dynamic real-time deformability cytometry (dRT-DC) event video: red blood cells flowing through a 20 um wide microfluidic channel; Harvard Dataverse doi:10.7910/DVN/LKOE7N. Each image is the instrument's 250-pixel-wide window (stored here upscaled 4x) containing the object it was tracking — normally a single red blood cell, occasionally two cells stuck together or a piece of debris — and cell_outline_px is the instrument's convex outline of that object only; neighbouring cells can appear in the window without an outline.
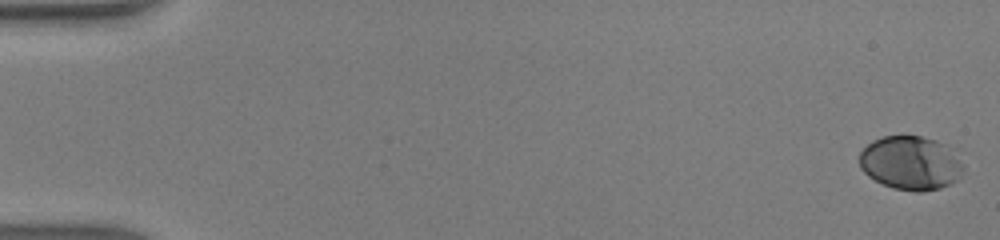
{"species": "human", "species_latin": "Homo sapiens", "temperature_condition": "warm", "stored_images_in_passage": 48, "camera_frame_rate_fps": 3000, "um_per_image_px": 0.085, "donor": {"sex": "male"}, "frame": {"image": 1, "passage_image": 1, "time_ms": 0.0, "image_size_px": [1000, 240], "cell_outline_px": [[964, 168], [956, 180], [940, 188], [924, 192], [916, 192], [892, 188], [868, 176], [860, 168], [860, 152], [872, 140], [884, 136], [920, 136], [936, 140], [944, 144], [964, 164]], "centroid_in_image_um": [77.38, 13.86], "position_along_channel_um": 7.6, "area_um2": 32.43}}
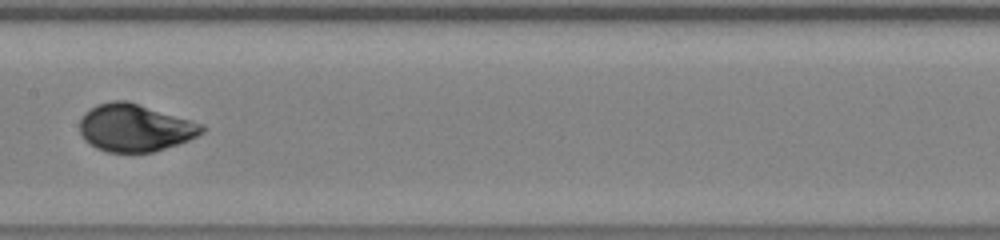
{"frame": {"image": 2, "passage_image": 26, "time_ms": 8.333, "image_size_px": [1000, 240], "cell_outline_px": [[208, 128], [204, 132], [188, 140], [152, 152], [108, 152], [96, 148], [80, 132], [80, 120], [84, 112], [96, 104], [112, 100], [128, 100], [204, 124]], "centroid_in_image_um": [11.49, 10.84], "position_along_channel_um": 195.9, "area_um2": 33.76}}
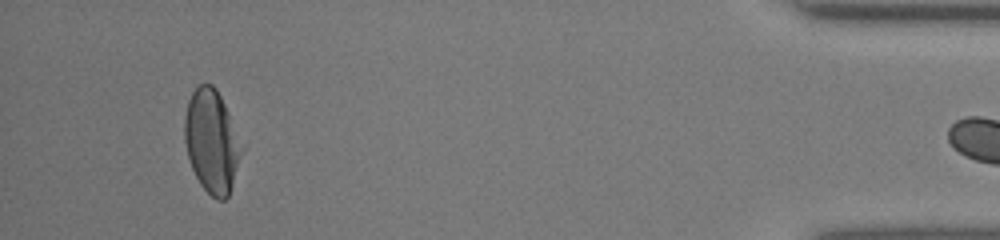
{"frame": {"image": 3, "passage_image": 46, "time_ms": 15.0, "image_size_px": [1000, 240], "cell_outline_px": [[244, 148], [228, 196], [224, 200], [216, 200], [200, 184], [192, 168], [188, 156], [184, 140], [184, 120], [188, 100], [192, 92], [200, 84], [212, 84], [216, 88], [244, 144]], "centroid_in_image_um": [18.01, 12.01], "position_along_channel_um": 417.2, "area_um2": 34.22}, "authors_computed_cell_mechanics": {"area_um2": 33.6685, "velocity_mm_per_s": 4.326, "shape_relaxation_time_tau1_ms": 3.3449, "shape_relaxation_time_tau2_ms": null, "deformation_change_tau1": 0.1684, "deformation_change_tau2": null}}